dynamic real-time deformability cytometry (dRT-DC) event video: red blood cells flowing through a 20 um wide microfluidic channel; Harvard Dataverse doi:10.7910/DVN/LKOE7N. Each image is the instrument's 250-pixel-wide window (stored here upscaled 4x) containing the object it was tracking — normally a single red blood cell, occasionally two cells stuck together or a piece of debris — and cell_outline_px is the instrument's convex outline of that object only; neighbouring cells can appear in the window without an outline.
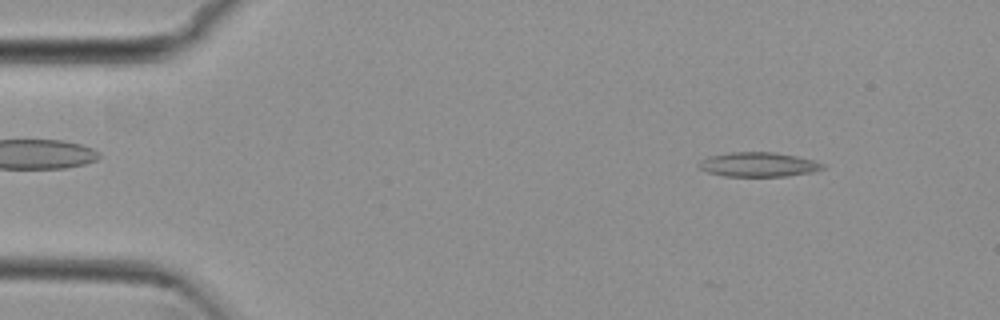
{"species": "common noctule bat (a hibernating species)", "species_latin": "Nyctalus noctula", "temperature_condition": "cold", "stored_images_in_passage": 51, "camera_frame_rate_fps": 3000, "um_per_image_px": 0.085, "animal": {"sex": "female", "body_mass_g": 29.2, "forearm_length_mm": 56.3}, "frame": {"image": 1, "passage_image": 4, "time_ms": 1.0, "image_size_px": [1000, 320], "cell_outline_px": [[824, 168], [812, 172], [788, 176], [724, 176], [708, 172], [700, 168], [696, 164], [700, 160], [708, 156], [732, 152], [776, 152], [796, 156], [812, 160], [824, 164]], "centroid_in_image_um": [64.43, 13.98], "position_along_channel_um": 20.6, "area_um2": 17.63}}
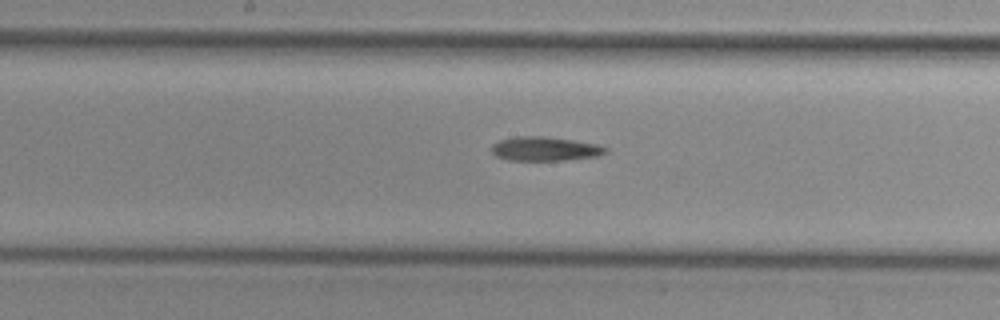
{"frame": {"image": 2, "passage_image": 25, "time_ms": 8.0, "image_size_px": [1000, 320], "cell_outline_px": [[608, 152], [596, 156], [560, 160], [508, 160], [496, 156], [492, 152], [492, 144], [500, 140], [516, 136], [544, 136], [572, 140], [596, 144], [608, 148]], "centroid_in_image_um": [46.3, 12.64], "position_along_channel_um": 201.9, "area_um2": 15.84}}
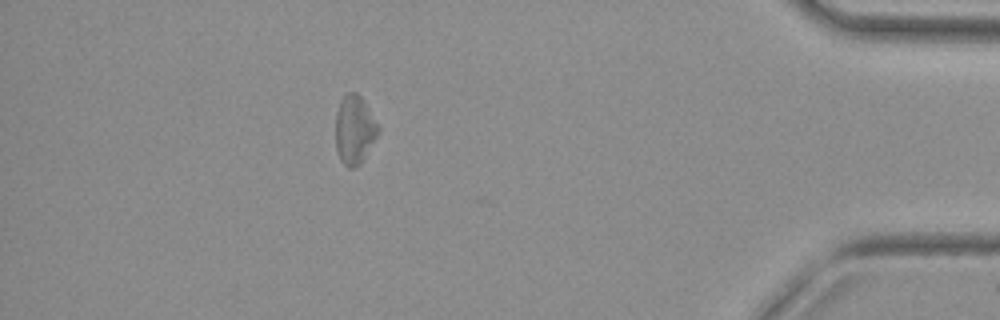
{"frame": {"image": 3, "passage_image": 45, "time_ms": 14.667, "image_size_px": [1000, 320], "cell_outline_px": [[380, 132], [364, 160], [356, 168], [348, 168], [340, 160], [336, 148], [336, 112], [340, 100], [348, 92], [356, 92], [364, 100], [380, 128]], "centroid_in_image_um": [30.15, 11.05], "position_along_channel_um": 405.1, "area_um2": 17.34}}